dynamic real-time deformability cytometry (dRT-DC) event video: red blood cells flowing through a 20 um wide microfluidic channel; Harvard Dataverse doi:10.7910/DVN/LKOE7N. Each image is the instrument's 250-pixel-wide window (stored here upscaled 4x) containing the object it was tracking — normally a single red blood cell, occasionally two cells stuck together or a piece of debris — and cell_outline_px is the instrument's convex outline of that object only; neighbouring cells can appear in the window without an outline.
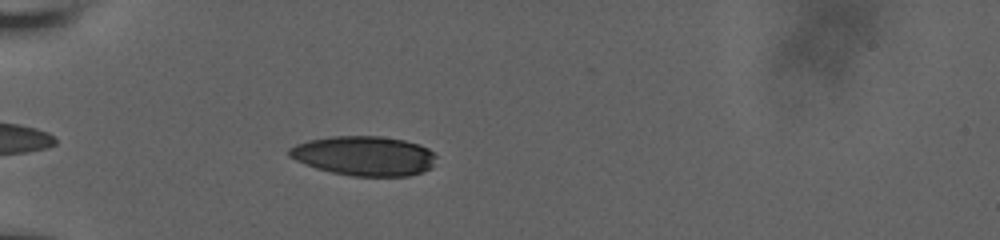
{"species": "human", "species_latin": "Homo sapiens", "temperature_condition": "room temperature", "stored_images_in_passage": 42, "camera_frame_rate_fps": 3000, "um_per_image_px": 0.085, "donor": {"sex": "male"}, "frame": {"image": 1, "passage_image": 4, "time_ms": 1.0, "image_size_px": [1000, 240], "cell_outline_px": [[436, 156], [432, 164], [428, 168], [420, 172], [408, 176], [352, 176], [332, 172], [316, 168], [296, 160], [288, 156], [288, 148], [296, 144], [308, 140], [332, 136], [380, 136], [404, 140], [420, 144], [428, 148]], "centroid_in_image_um": [30.93, 13.24], "position_along_channel_um": 54.1, "area_um2": 33.76}}
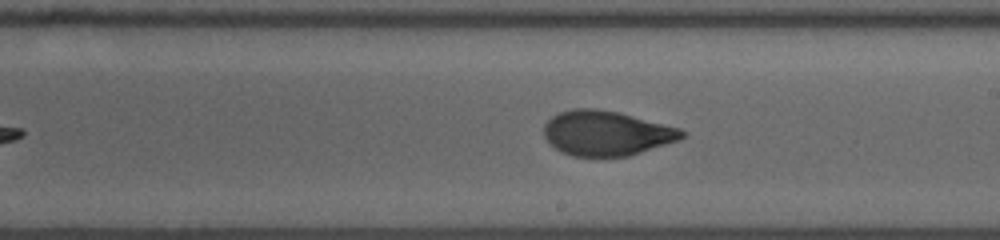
{"frame": {"image": 2, "passage_image": 20, "time_ms": 6.333, "image_size_px": [1000, 240], "cell_outline_px": [[688, 136], [680, 140], [628, 156], [572, 156], [560, 152], [544, 136], [544, 124], [552, 116], [560, 112], [572, 108], [596, 108], [616, 112], [680, 128], [688, 132]], "centroid_in_image_um": [51.57, 11.32], "position_along_channel_um": 237.4, "area_um2": 36.01}}
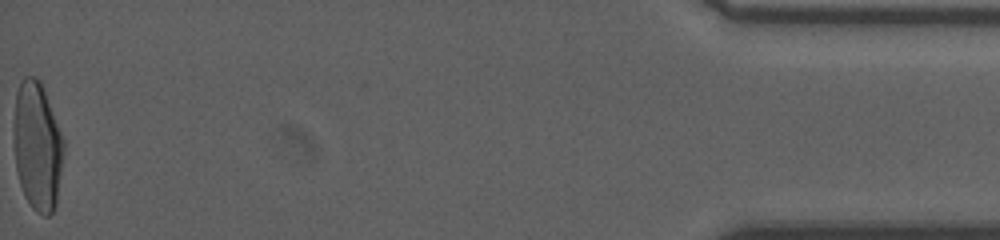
{"frame": {"image": 3, "passage_image": 42, "time_ms": 13.667, "image_size_px": [1000, 240], "cell_outline_px": [[64, 148], [56, 204], [52, 212], [48, 216], [44, 216], [36, 212], [32, 208], [24, 196], [16, 172], [12, 132], [16, 92], [20, 80], [24, 76], [36, 76], [40, 80], [64, 140]], "centroid_in_image_um": [3.14, 12.41], "position_along_channel_um": 432.1, "area_um2": 37.86}, "authors_computed_cell_mechanics": {"area_um2": 36.125, "velocity_mm_per_s": 3.8487, "shape_relaxation_time_tau1_ms": 5.0636, "shape_relaxation_time_tau2_ms": 1.1373, "deformation_change_tau1": 0.2028, "deformation_change_tau2": 0.065}}